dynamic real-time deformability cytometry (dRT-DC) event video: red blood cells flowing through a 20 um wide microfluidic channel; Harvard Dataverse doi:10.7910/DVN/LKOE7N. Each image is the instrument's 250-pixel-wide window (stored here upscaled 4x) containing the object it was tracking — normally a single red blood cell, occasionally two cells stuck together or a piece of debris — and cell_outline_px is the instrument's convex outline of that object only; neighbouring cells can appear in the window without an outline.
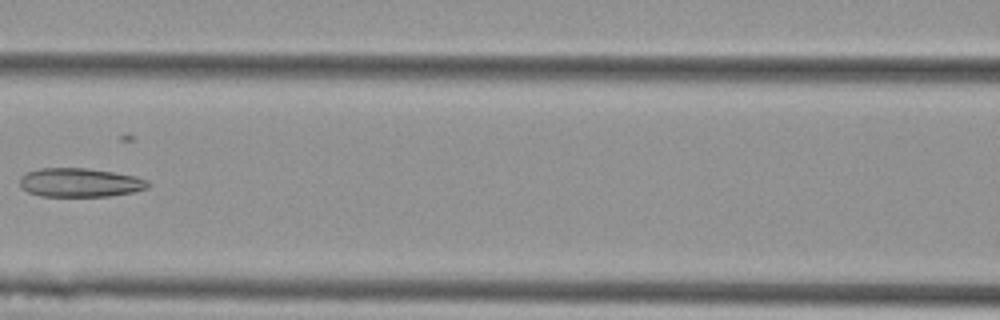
{"species": "Egyptian fruit bat (a non-hibernating species)", "species_latin": "Rousettus aegyptiacus", "temperature_condition": "cold", "stored_images_in_passage": 7, "camera_frame_rate_fps": 3000, "um_per_image_px": 0.085, "animal": {"sex": "female"}, "frame": {"image": 1, "passage_image": 5, "time_ms": 1.333, "image_size_px": [1000, 320], "cell_outline_px": [[152, 184], [148, 188], [132, 192], [112, 196], [40, 196], [28, 192], [20, 184], [20, 176], [24, 172], [40, 168], [88, 168], [136, 176], [148, 180]], "centroid_in_image_um": [6.81, 15.51], "position_along_channel_um": 159.8, "area_um2": 21.73}}
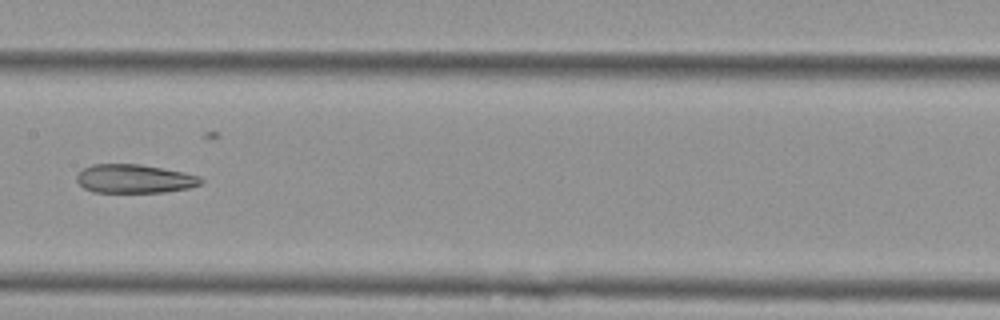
{"frame": {"image": 2, "passage_image": 6, "time_ms": 1.667, "image_size_px": [1000, 320], "cell_outline_px": [[204, 180], [200, 184], [188, 188], [164, 192], [92, 192], [84, 188], [76, 180], [76, 176], [84, 168], [92, 164], [140, 164], [184, 172], [196, 176]], "centroid_in_image_um": [11.4, 15.19], "position_along_channel_um": 196.0, "area_um2": 20.63}}